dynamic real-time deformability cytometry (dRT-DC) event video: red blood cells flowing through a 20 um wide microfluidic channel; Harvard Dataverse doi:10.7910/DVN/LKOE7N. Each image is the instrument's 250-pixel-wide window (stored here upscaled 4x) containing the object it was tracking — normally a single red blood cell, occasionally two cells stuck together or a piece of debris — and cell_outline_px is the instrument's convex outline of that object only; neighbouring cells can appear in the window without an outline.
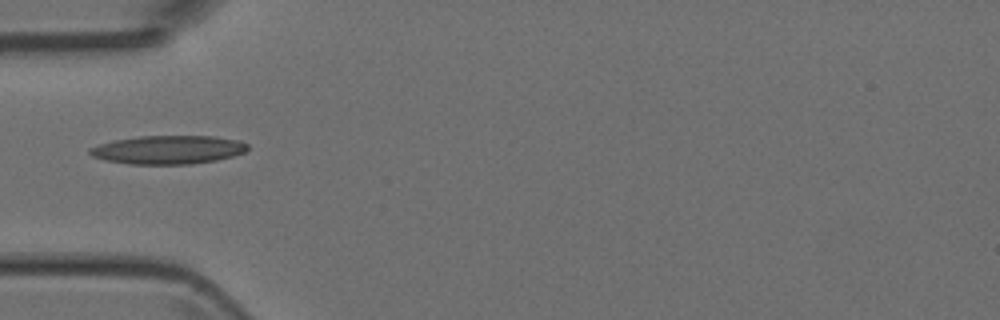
{"species": "Egyptian fruit bat (a non-hibernating species)", "species_latin": "Rousettus aegyptiacus", "temperature_condition": "room temperature", "stored_images_in_passage": 4, "camera_frame_rate_fps": 3000, "um_per_image_px": 0.085, "animal": {"sex": "female"}, "frame": {"image": 1, "passage_image": 2, "time_ms": 2.0, "image_size_px": [1000, 320], "cell_outline_px": [[248, 148], [244, 152], [232, 156], [216, 160], [192, 164], [128, 164], [104, 160], [92, 156], [88, 152], [88, 148], [100, 144], [116, 140], [140, 136], [216, 136], [240, 140], [248, 144]], "centroid_in_image_um": [14.3, 12.73], "position_along_channel_um": 70.7, "area_um2": 26.3}}
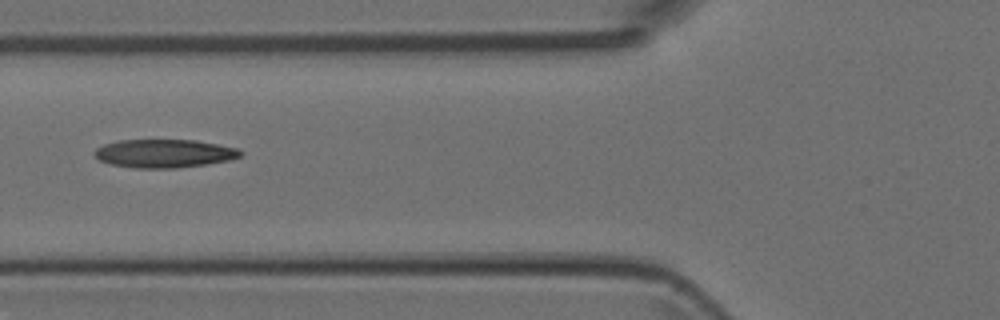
{"frame": {"image": 2, "passage_image": 3, "time_ms": 3.0, "image_size_px": [1000, 320], "cell_outline_px": [[244, 152], [240, 156], [228, 160], [204, 164], [176, 168], [132, 168], [112, 164], [100, 160], [92, 152], [96, 148], [104, 144], [120, 140], [196, 140], [236, 148]], "centroid_in_image_um": [13.93, 13.04], "position_along_channel_um": 111.9, "area_um2": 23.93}}
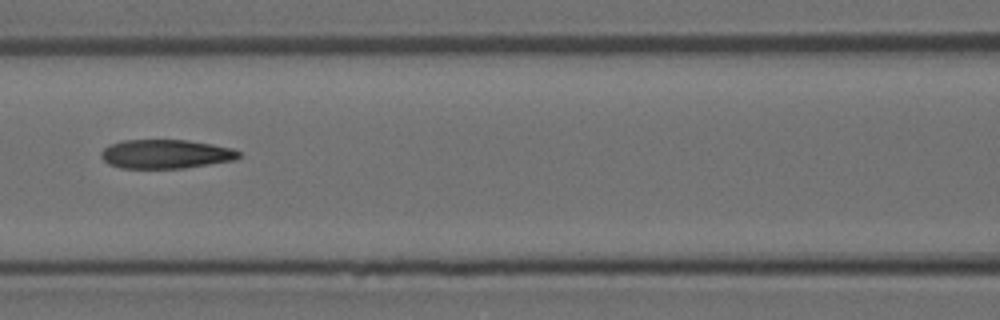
{"frame": {"image": 3, "passage_image": 4, "time_ms": 4.0, "image_size_px": [1000, 320], "cell_outline_px": [[240, 156], [236, 160], [184, 168], [120, 168], [108, 164], [100, 156], [100, 152], [104, 148], [112, 144], [124, 140], [188, 140], [212, 144], [232, 148], [240, 152]], "centroid_in_image_um": [14.09, 13.09], "position_along_channel_um": 152.5, "area_um2": 23.29}}